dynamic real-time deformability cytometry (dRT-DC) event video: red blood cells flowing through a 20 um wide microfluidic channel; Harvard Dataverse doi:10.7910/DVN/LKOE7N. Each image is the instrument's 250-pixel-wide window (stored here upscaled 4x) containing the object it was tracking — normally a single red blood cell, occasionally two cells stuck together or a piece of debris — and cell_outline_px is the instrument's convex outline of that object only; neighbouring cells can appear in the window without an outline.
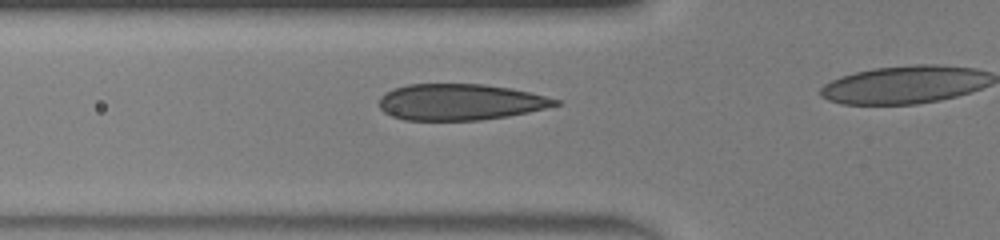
{"species": "human", "species_latin": "Homo sapiens", "temperature_condition": "warm", "stored_images_in_passage": 8, "camera_frame_rate_fps": 3000, "um_per_image_px": 0.085, "donor": {"sex": "male"}, "frame": {"image": 1, "passage_image": 4, "time_ms": 1.0, "image_size_px": [1000, 240], "cell_outline_px": [[564, 104], [528, 112], [508, 116], [480, 120], [404, 120], [392, 116], [384, 112], [380, 108], [380, 96], [384, 92], [408, 84], [484, 84], [512, 88], [560, 100]], "centroid_in_image_um": [39.12, 8.67], "position_along_channel_um": 86.7, "area_um2": 37.28}}
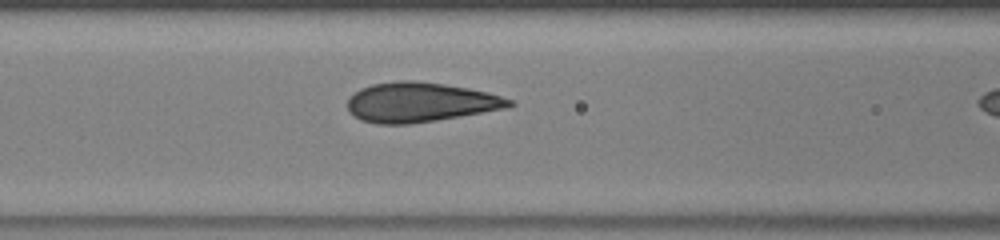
{"frame": {"image": 2, "passage_image": 7, "time_ms": 2.0, "image_size_px": [1000, 240], "cell_outline_px": [[516, 104], [508, 108], [436, 120], [408, 124], [376, 124], [360, 120], [352, 116], [348, 112], [348, 100], [360, 88], [372, 84], [400, 80], [412, 80], [444, 84], [468, 88], [488, 92], [512, 100]], "centroid_in_image_um": [35.7, 8.7], "position_along_channel_um": 130.9, "area_um2": 37.4}}